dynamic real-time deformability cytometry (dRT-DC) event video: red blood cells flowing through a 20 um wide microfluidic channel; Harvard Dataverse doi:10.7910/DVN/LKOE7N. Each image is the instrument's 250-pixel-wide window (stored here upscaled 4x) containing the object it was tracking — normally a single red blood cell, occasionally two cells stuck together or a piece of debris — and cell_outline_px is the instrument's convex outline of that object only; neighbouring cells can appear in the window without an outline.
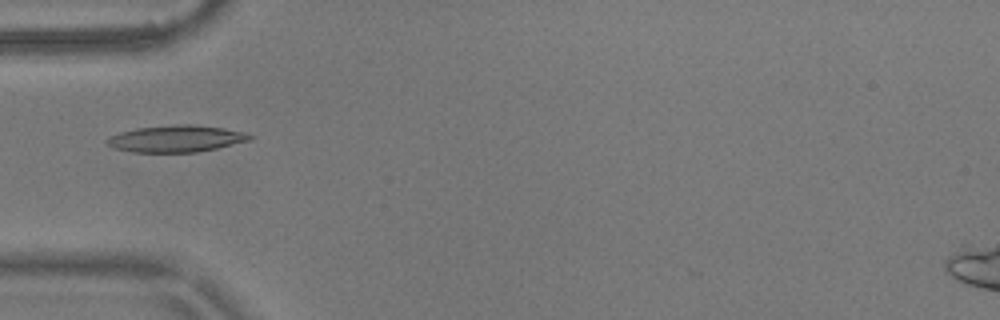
{"species": "common noctule bat (a hibernating species)", "species_latin": "Nyctalus noctula", "temperature_condition": "warm", "stored_images_in_passage": 4, "camera_frame_rate_fps": 3000, "um_per_image_px": 0.085, "animal": {"sex": "male", "body_mass_g": 17.9}, "frame": {"image": 1, "passage_image": 2, "time_ms": 0.333, "image_size_px": [1000, 320], "cell_outline_px": [[256, 136], [252, 140], [216, 148], [196, 152], [132, 152], [112, 148], [104, 140], [120, 132], [136, 128], [176, 124], [188, 124], [224, 128], [248, 132]], "centroid_in_image_um": [15.02, 11.78], "position_along_channel_um": 70.0, "area_um2": 22.43}}